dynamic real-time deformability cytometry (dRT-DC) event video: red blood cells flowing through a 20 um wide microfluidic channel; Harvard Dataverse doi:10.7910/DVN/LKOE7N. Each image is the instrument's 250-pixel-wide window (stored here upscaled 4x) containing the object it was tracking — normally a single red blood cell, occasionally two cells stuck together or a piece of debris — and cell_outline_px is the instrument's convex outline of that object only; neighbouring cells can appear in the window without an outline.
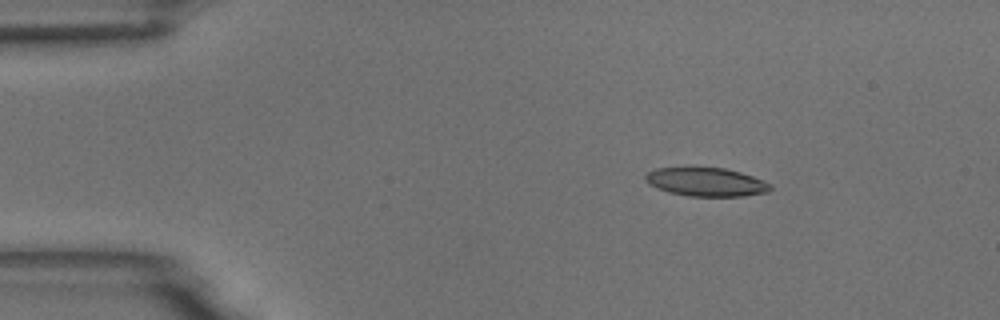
{"species": "common noctule bat (a hibernating species)", "species_latin": "Nyctalus noctula", "temperature_condition": "room temperature", "stored_images_in_passage": 5, "camera_frame_rate_fps": 3000, "um_per_image_px": 0.085, "animal": {"sex": "male", "body_mass_g": 18.8}, "frame": {"image": 1, "passage_image": 3, "time_ms": 0.667, "image_size_px": [1000, 320], "cell_outline_px": [[772, 188], [768, 192], [744, 196], [688, 196], [668, 192], [656, 188], [648, 184], [644, 180], [644, 176], [648, 172], [656, 168], [692, 164], [724, 168], [740, 172], [752, 176], [772, 184]], "centroid_in_image_um": [59.95, 15.42], "position_along_channel_um": 25.0, "area_um2": 21.79}}